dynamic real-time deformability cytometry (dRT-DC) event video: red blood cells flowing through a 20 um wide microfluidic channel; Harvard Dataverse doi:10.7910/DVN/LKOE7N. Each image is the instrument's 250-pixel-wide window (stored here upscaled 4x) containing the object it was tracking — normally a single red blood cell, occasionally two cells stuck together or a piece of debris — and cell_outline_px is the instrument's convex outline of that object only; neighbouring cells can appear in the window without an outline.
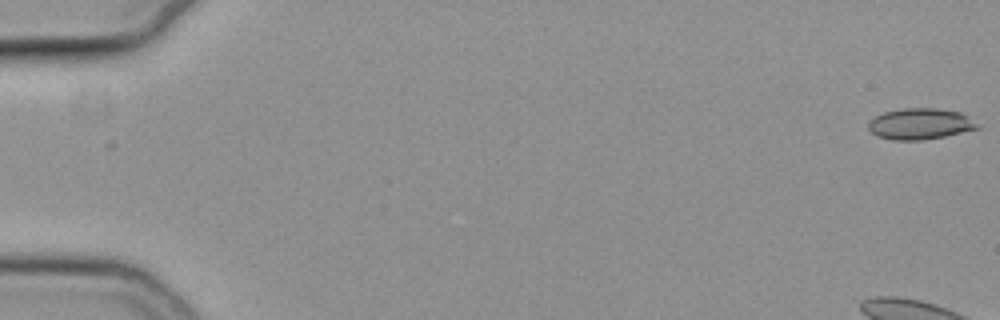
{"species": "common noctule bat (a hibernating species)", "species_latin": "Nyctalus noctula", "temperature_condition": "cold", "stored_images_in_passage": 17, "camera_frame_rate_fps": 3000, "um_per_image_px": 0.085, "animal": {"sex": "female", "body_mass_g": 19.3, "forearm_length_mm": 54.1}, "frame": {"image": 1, "passage_image": 1, "time_ms": 0.0, "image_size_px": [1000, 320], "cell_outline_px": [[980, 128], [944, 136], [920, 140], [892, 140], [876, 136], [868, 128], [868, 124], [876, 116], [884, 112], [904, 108], [936, 108], [960, 112], [976, 124]], "centroid_in_image_um": [78.17, 10.53], "position_along_channel_um": 6.8, "area_um2": 19.42}}